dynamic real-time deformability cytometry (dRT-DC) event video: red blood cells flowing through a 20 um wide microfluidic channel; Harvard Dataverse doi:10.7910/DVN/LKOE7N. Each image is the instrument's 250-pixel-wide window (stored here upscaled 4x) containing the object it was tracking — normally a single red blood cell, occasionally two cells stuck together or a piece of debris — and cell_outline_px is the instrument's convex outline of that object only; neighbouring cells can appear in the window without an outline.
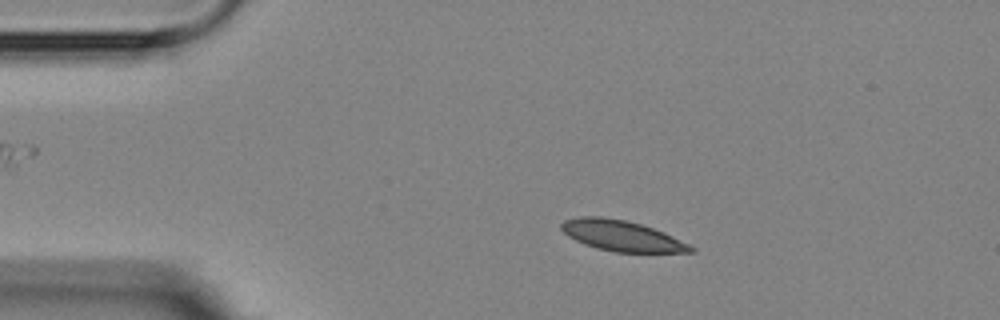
{"species": "Egyptian fruit bat (a non-hibernating species)", "species_latin": "Rousettus aegyptiacus", "temperature_condition": "room temperature", "stored_images_in_passage": 4, "camera_frame_rate_fps": 3000, "um_per_image_px": 0.085, "animal": {"sex": "female"}, "frame": {"image": 1, "passage_image": 2, "time_ms": 1.0, "image_size_px": [1000, 320], "cell_outline_px": [[696, 252], [616, 252], [596, 248], [584, 244], [568, 236], [560, 228], [560, 224], [564, 220], [580, 216], [600, 216], [628, 220], [664, 232], [696, 248]], "centroid_in_image_um": [52.82, 20.03], "position_along_channel_um": 32.2, "area_um2": 23.06}}
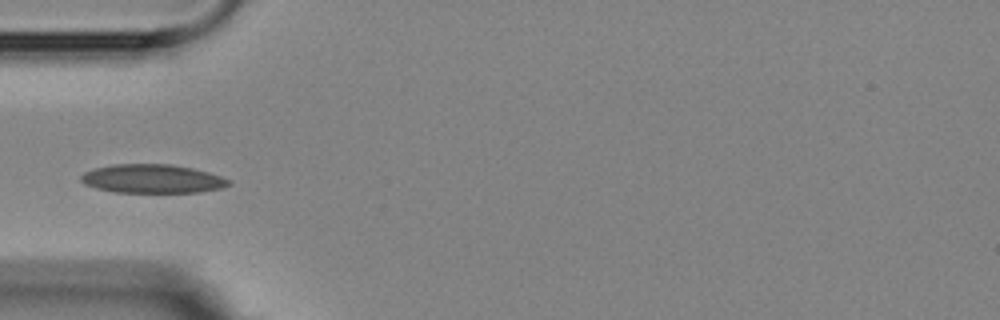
{"frame": {"image": 2, "passage_image": 4, "time_ms": 3.333, "image_size_px": [1000, 320], "cell_outline_px": [[232, 184], [224, 188], [200, 192], [112, 192], [96, 188], [84, 184], [80, 180], [80, 176], [84, 172], [96, 168], [112, 164], [172, 164], [192, 168], [208, 172], [220, 176], [228, 180]], "centroid_in_image_um": [12.94, 15.2], "position_along_channel_um": 72.1, "area_um2": 24.8}}